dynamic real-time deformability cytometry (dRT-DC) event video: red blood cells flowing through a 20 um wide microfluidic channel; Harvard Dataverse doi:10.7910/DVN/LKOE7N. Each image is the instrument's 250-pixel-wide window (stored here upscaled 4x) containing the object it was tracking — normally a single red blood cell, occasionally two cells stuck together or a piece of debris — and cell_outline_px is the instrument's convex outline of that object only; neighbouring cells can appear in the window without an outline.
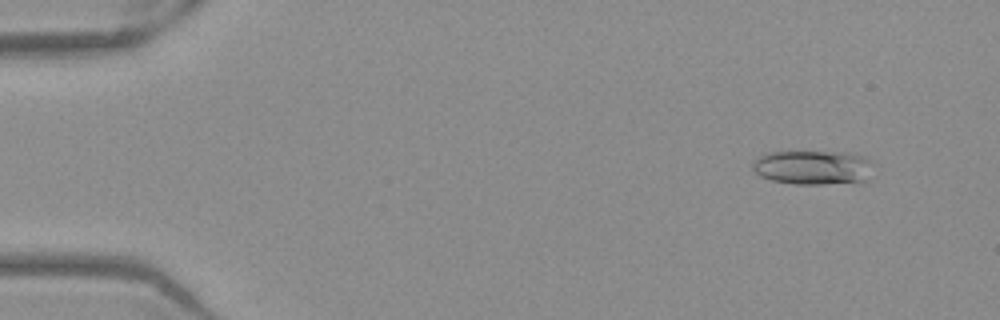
{"species": "Egyptian fruit bat (a non-hibernating species)", "species_latin": "Rousettus aegyptiacus", "temperature_condition": "warm", "stored_images_in_passage": 52, "camera_frame_rate_fps": 3000, "um_per_image_px": 0.085, "frame": {"image": 1, "passage_image": 5, "time_ms": 1.333, "image_size_px": [1000, 320], "cell_outline_px": [[876, 164], [868, 180], [864, 184], [796, 184], [772, 180], [760, 176], [752, 168], [752, 160], [756, 156], [764, 152], [848, 152], [864, 156]], "centroid_in_image_um": [69.19, 14.25], "position_along_channel_um": 15.8, "area_um2": 25.14}}
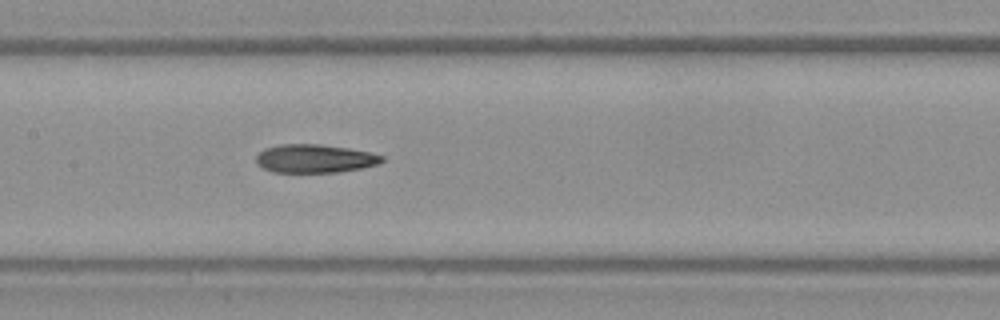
{"frame": {"image": 2, "passage_image": 26, "time_ms": 8.333, "image_size_px": [1000, 320], "cell_outline_px": [[384, 160], [380, 164], [360, 168], [336, 172], [272, 172], [256, 164], [256, 156], [264, 148], [280, 144], [320, 144], [348, 148], [372, 152], [384, 156]], "centroid_in_image_um": [26.76, 13.47], "position_along_channel_um": 180.6, "area_um2": 20.92}}
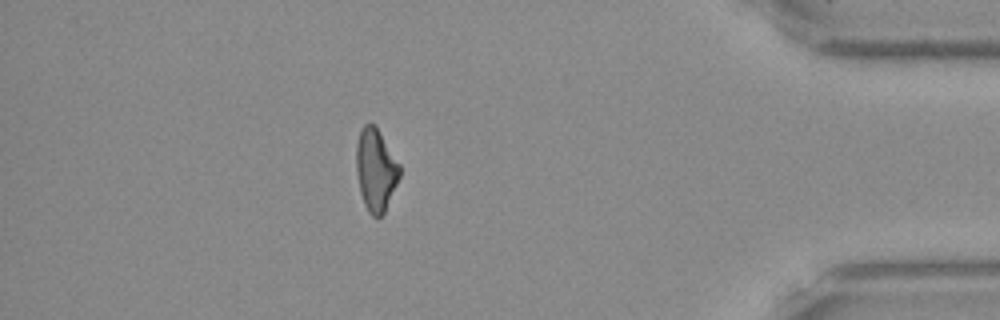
{"frame": {"image": 3, "passage_image": 46, "time_ms": 15.0, "image_size_px": [1000, 320], "cell_outline_px": [[400, 176], [384, 212], [380, 216], [372, 216], [368, 212], [364, 204], [360, 192], [356, 172], [356, 144], [360, 128], [364, 124], [372, 124], [376, 128], [400, 164]], "centroid_in_image_um": [31.91, 14.44], "position_along_channel_um": 403.3, "area_um2": 20.58}, "authors_computed_cell_mechanics": {"area_um2": 21.5594, "velocity_mm_per_s": 3.9529, "shape_relaxation_time_tau1_ms": null, "shape_relaxation_time_tau2_ms": 6.1583, "deformation_change_tau1": null, "deformation_change_tau2": 0.1811}}